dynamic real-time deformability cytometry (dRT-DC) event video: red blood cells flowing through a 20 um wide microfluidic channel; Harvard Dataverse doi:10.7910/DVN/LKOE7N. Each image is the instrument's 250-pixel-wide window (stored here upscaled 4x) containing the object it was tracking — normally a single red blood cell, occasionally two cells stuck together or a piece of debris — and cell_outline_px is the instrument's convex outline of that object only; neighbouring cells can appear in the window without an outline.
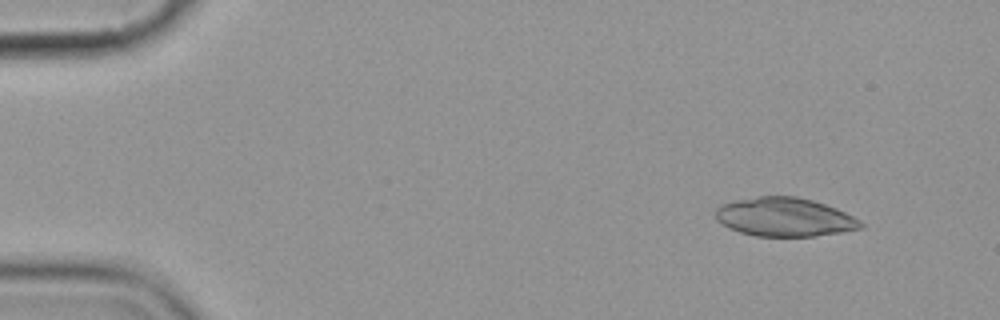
{"species": "common noctule bat (a hibernating species)", "species_latin": "Nyctalus noctula", "temperature_condition": "cold", "stored_images_in_passage": 5, "camera_frame_rate_fps": 3000, "um_per_image_px": 0.085, "animal": {"sex": "female", "body_mass_g": 19.9}, "frame": {"image": 1, "passage_image": 2, "time_ms": 1.333, "image_size_px": [1000, 320], "cell_outline_px": [[864, 228], [840, 232], [812, 236], [756, 236], [740, 232], [728, 228], [716, 220], [716, 208], [720, 204], [736, 200], [760, 196], [796, 196], [812, 200], [836, 208], [860, 220], [864, 224]], "centroid_in_image_um": [66.67, 18.45], "position_along_channel_um": 18.3, "area_um2": 32.71}}